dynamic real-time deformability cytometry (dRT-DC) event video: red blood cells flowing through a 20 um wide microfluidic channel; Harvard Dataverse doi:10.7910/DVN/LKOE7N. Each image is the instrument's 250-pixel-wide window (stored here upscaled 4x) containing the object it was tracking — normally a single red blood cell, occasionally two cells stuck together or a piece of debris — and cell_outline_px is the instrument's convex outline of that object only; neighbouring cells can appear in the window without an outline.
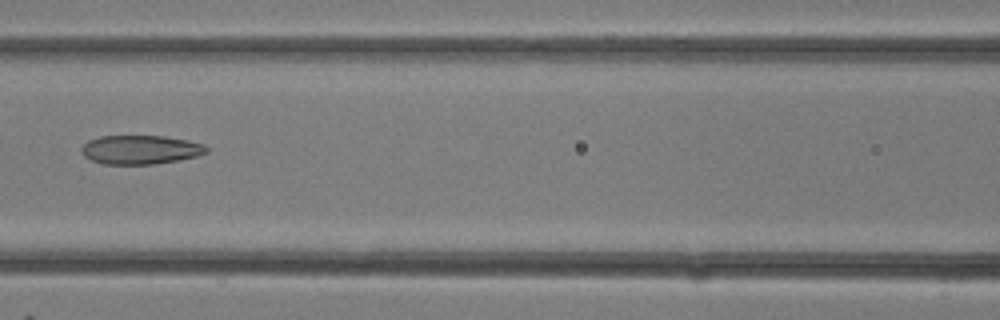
{"species": "common noctule bat (a hibernating species)", "species_latin": "Nyctalus noctula", "temperature_condition": "room temperature", "stored_images_in_passage": 19, "camera_frame_rate_fps": 3000, "um_per_image_px": 0.085, "animal": {"sex": "female"}, "frame": {"image": 1, "passage_image": 14, "time_ms": 4.333, "image_size_px": [1000, 320], "cell_outline_px": [[208, 152], [196, 156], [176, 160], [152, 164], [104, 164], [92, 160], [84, 156], [80, 152], [80, 148], [88, 140], [100, 136], [164, 136], [188, 140], [204, 144], [208, 148]], "centroid_in_image_um": [11.91, 12.71], "position_along_channel_um": 154.7, "area_um2": 21.04}}
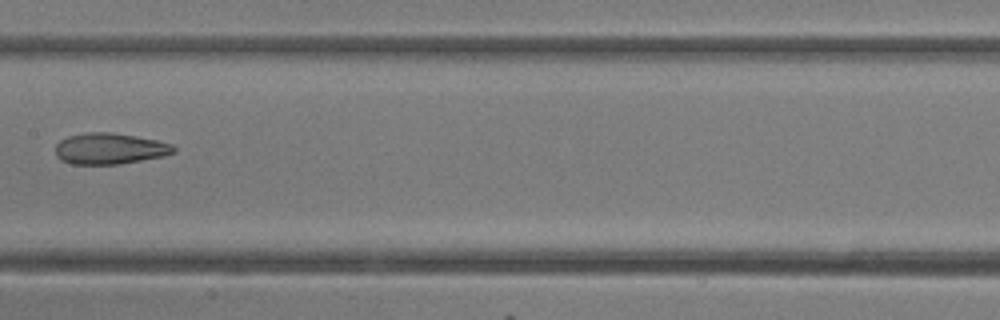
{"frame": {"image": 2, "passage_image": 16, "time_ms": 5.0, "image_size_px": [1000, 320], "cell_outline_px": [[176, 152], [164, 156], [120, 164], [72, 164], [60, 160], [56, 156], [56, 144], [60, 140], [68, 136], [88, 132], [112, 132], [136, 136], [156, 140], [172, 144], [176, 148]], "centroid_in_image_um": [9.33, 12.63], "position_along_channel_um": 198.1, "area_um2": 21.56}}
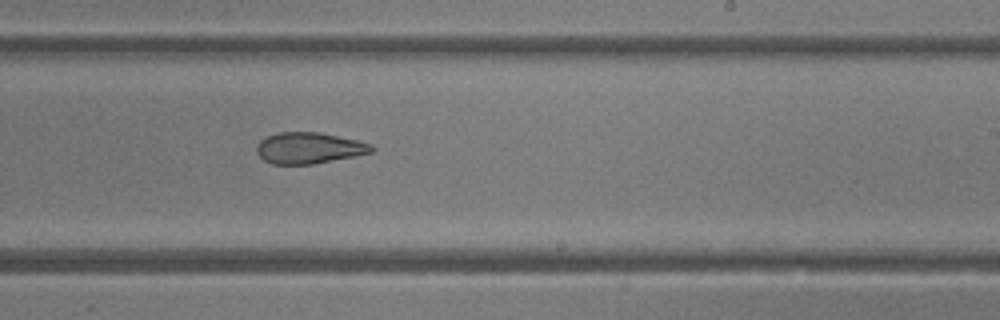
{"frame": {"image": 3, "passage_image": 19, "time_ms": 6.0, "image_size_px": [1000, 320], "cell_outline_px": [[376, 148], [372, 152], [312, 164], [272, 164], [264, 160], [256, 152], [256, 144], [260, 140], [268, 136], [280, 132], [320, 132], [356, 140], [372, 144]], "centroid_in_image_um": [26.24, 12.57], "position_along_channel_um": 262.8, "area_um2": 20.75}}